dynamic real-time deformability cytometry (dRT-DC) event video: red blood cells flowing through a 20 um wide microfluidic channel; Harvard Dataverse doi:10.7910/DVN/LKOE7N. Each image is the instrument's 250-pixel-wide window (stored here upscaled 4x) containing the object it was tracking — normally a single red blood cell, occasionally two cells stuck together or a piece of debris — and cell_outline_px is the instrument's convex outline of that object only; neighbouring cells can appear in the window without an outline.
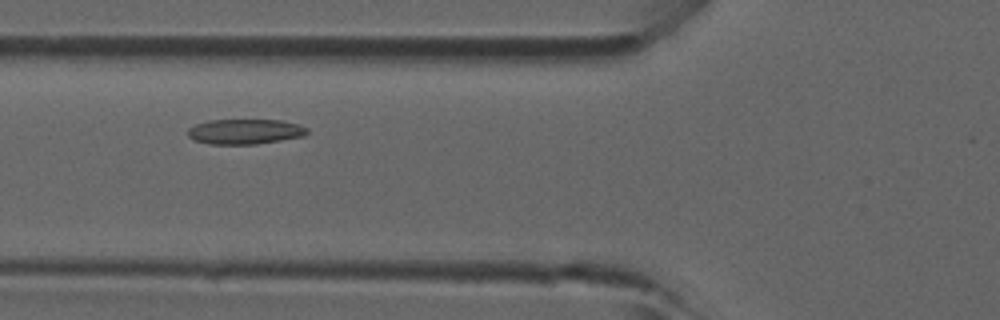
{"species": "common noctule bat (a hibernating species)", "species_latin": "Nyctalus noctula", "temperature_condition": "room temperature", "stored_images_in_passage": 4, "camera_frame_rate_fps": 3000, "um_per_image_px": 0.085, "animal": {"sex": "male", "forearm_length_mm": 52.5}, "frame": {"image": 1, "passage_image": 4, "time_ms": 1.0, "image_size_px": [1000, 320], "cell_outline_px": [[308, 132], [304, 136], [256, 144], [208, 144], [192, 140], [188, 136], [188, 128], [196, 124], [208, 120], [284, 120], [308, 128]], "centroid_in_image_um": [20.8, 11.18], "position_along_channel_um": 105.0, "area_um2": 17.51}}